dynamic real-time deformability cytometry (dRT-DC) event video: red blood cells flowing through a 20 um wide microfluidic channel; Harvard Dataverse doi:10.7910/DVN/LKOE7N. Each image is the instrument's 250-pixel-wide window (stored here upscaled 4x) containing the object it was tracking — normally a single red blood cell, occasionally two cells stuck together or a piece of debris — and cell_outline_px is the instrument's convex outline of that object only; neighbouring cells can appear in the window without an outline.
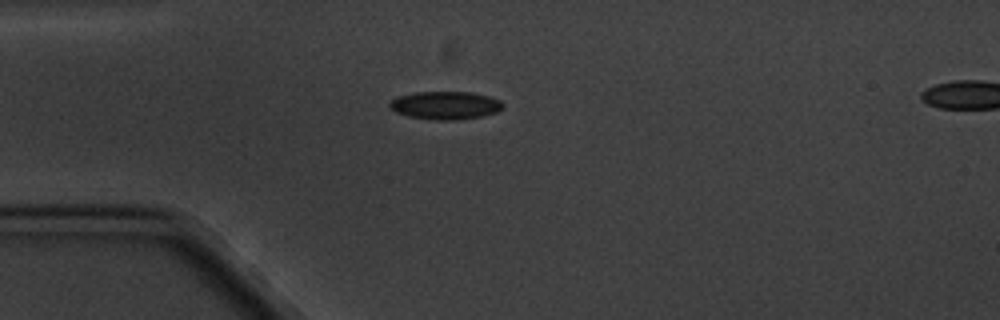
{"species": "common noctule bat (a hibernating species)", "species_latin": "Nyctalus noctula", "temperature_condition": "cold", "stored_images_in_passage": 4, "camera_frame_rate_fps": 3000, "um_per_image_px": 0.085, "animal": {"sex": "male", "body_mass_g": 20.1, "forearm_length_mm": 53.5}, "frame": {"image": 1, "passage_image": 3, "time_ms": 3.0, "image_size_px": [1000, 320], "cell_outline_px": [[504, 104], [496, 112], [484, 116], [456, 120], [436, 120], [408, 116], [396, 112], [388, 104], [392, 100], [400, 96], [416, 92], [472, 92], [488, 96], [500, 100]], "centroid_in_image_um": [37.88, 8.95], "position_along_channel_um": 47.1, "area_um2": 18.32}}